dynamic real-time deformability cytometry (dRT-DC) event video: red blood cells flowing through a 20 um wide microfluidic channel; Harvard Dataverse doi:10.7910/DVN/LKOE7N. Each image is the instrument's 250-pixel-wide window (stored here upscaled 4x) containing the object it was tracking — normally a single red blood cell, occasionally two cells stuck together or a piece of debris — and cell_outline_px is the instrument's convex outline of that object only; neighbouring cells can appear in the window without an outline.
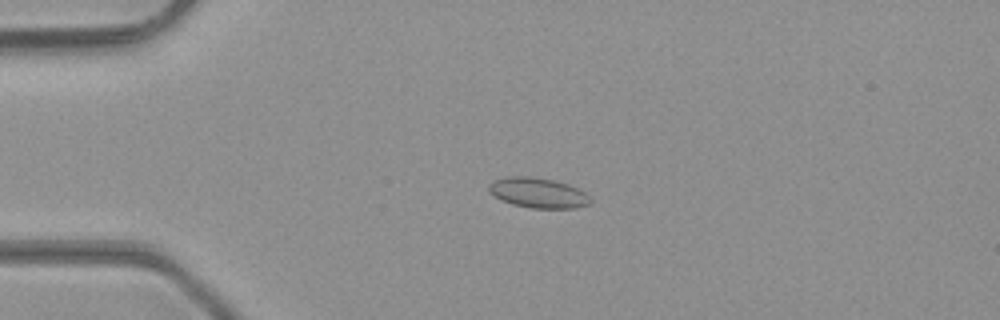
{"species": "common noctule bat (a hibernating species)", "species_latin": "Nyctalus noctula", "temperature_condition": "room temperature", "stored_images_in_passage": 47, "camera_frame_rate_fps": 3000, "um_per_image_px": 0.085, "animal": {"sex": "male", "body_mass_g": 23.1, "forearm_length_mm": 52.7}, "frame": {"image": 1, "passage_image": 11, "time_ms": 3.333, "image_size_px": [1000, 320], "cell_outline_px": [[592, 200], [588, 204], [576, 208], [532, 208], [512, 204], [488, 192], [488, 184], [504, 176], [532, 176], [552, 180], [568, 184], [584, 192]], "centroid_in_image_um": [45.72, 16.38], "position_along_channel_um": 39.3, "area_um2": 17.69}}
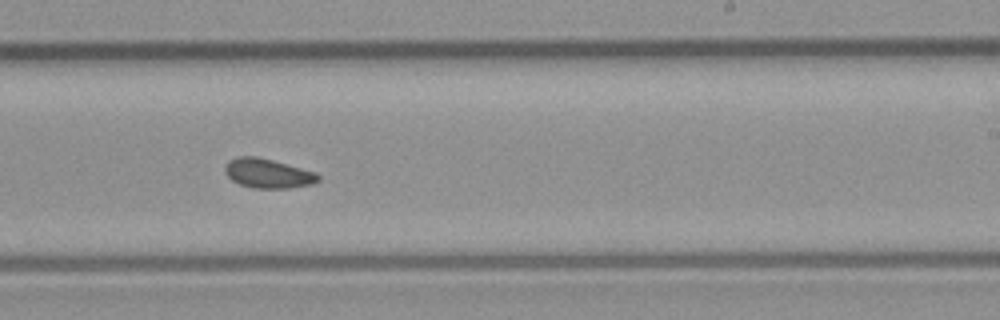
{"frame": {"image": 2, "passage_image": 29, "time_ms": 9.333, "image_size_px": [1000, 320], "cell_outline_px": [[320, 180], [312, 184], [288, 188], [252, 188], [240, 184], [232, 180], [224, 172], [224, 168], [228, 160], [236, 156], [256, 156], [272, 160], [316, 172], [320, 176]], "centroid_in_image_um": [22.75, 14.73], "position_along_channel_um": 266.2, "area_um2": 16.01}}
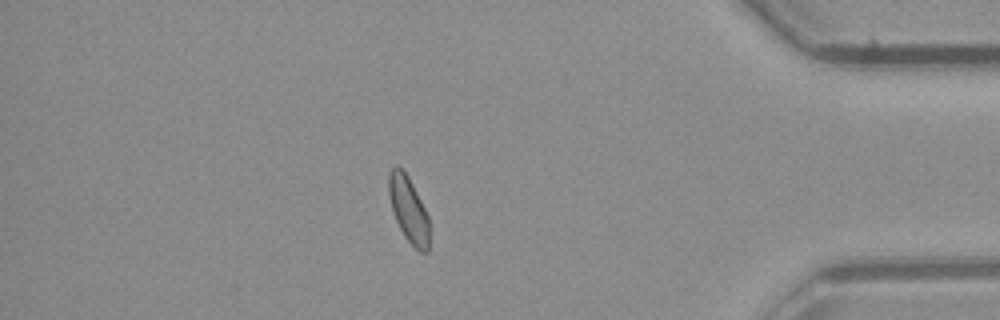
{"frame": {"image": 3, "passage_image": 41, "time_ms": 13.333, "image_size_px": [1000, 320], "cell_outline_px": [[432, 228], [428, 252], [420, 252], [404, 236], [392, 212], [388, 192], [388, 172], [396, 164], [408, 176], [428, 216]], "centroid_in_image_um": [34.75, 17.84], "position_along_channel_um": 400.5, "area_um2": 15.78}, "authors_computed_cell_mechanics": {"area_um2": 16.0106, "velocity_mm_per_s": 4.3286, "shape_relaxation_time_tau1_ms": null, "shape_relaxation_time_tau2_ms": 3.2411, "deformation_change_tau1": null, "deformation_change_tau2": 0.065}}